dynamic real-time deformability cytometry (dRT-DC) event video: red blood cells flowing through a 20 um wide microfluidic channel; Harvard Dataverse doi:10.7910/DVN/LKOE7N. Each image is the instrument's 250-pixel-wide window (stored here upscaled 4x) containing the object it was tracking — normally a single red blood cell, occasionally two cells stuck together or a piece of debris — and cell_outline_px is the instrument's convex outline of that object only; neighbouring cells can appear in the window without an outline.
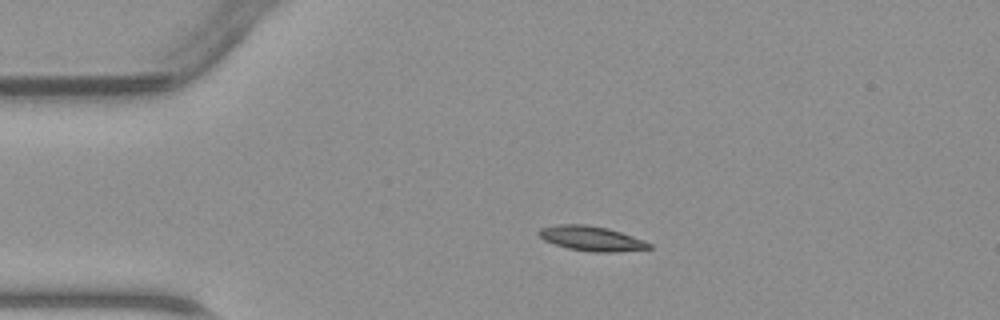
{"species": "common noctule bat (a hibernating species)", "species_latin": "Nyctalus noctula", "temperature_condition": "warm", "stored_images_in_passage": 38, "camera_frame_rate_fps": 3000, "um_per_image_px": 0.085, "animal": {"sex": "male", "body_mass_g": 23.1, "forearm_length_mm": 52.7}, "frame": {"image": 1, "passage_image": 1, "time_ms": 0.0, "image_size_px": [1000, 320], "cell_outline_px": [[652, 248], [616, 252], [592, 252], [568, 248], [544, 240], [536, 232], [540, 228], [556, 224], [584, 224], [608, 228], [644, 240], [652, 244]], "centroid_in_image_um": [50.27, 20.26], "position_along_channel_um": 34.7, "area_um2": 15.9}}
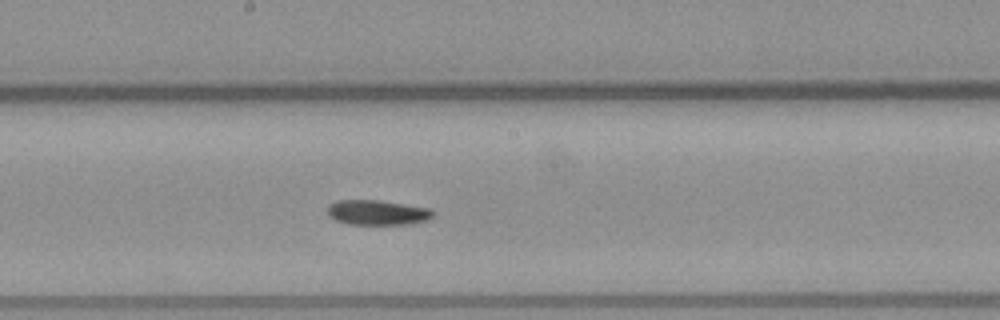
{"frame": {"image": 2, "passage_image": 16, "time_ms": 5.0, "image_size_px": [1000, 320], "cell_outline_px": [[436, 212], [432, 216], [424, 220], [404, 224], [348, 224], [336, 220], [328, 216], [328, 204], [340, 200], [380, 200], [432, 208]], "centroid_in_image_um": [32.07, 18.05], "position_along_channel_um": 216.1, "area_um2": 15.32}}
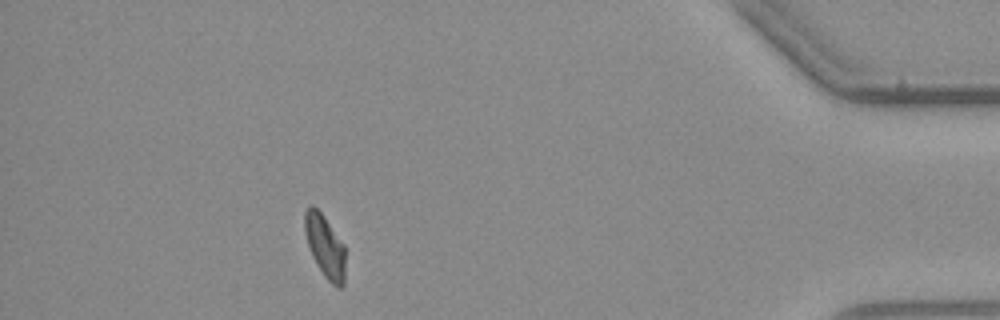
{"frame": {"image": 3, "passage_image": 33, "time_ms": 10.667, "image_size_px": [1000, 320], "cell_outline_px": [[344, 284], [340, 288], [336, 288], [324, 276], [316, 264], [312, 256], [304, 232], [304, 212], [312, 204], [320, 212], [344, 244]], "centroid_in_image_um": [27.61, 20.95], "position_along_channel_um": 407.6, "area_um2": 14.68}}